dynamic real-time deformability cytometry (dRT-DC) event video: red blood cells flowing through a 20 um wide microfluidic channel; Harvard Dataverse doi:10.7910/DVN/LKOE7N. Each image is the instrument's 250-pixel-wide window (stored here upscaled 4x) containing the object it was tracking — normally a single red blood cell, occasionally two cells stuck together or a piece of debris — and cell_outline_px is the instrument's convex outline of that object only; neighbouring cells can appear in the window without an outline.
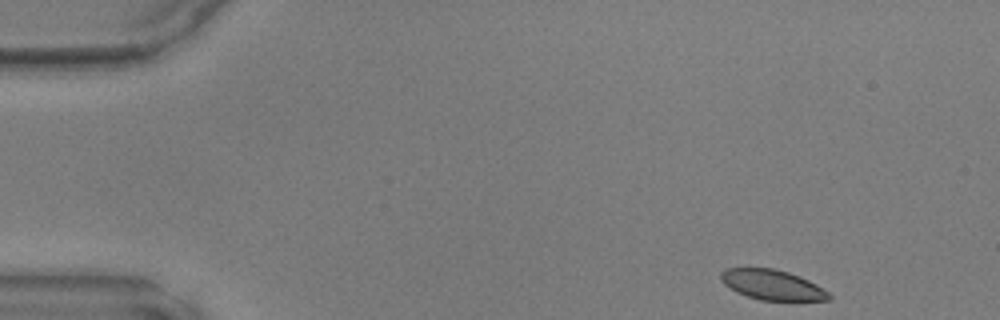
{"species": "common noctule bat (a hibernating species)", "species_latin": "Nyctalus noctula", "temperature_condition": "warm", "stored_images_in_passage": 44, "camera_frame_rate_fps": 3000, "um_per_image_px": 0.085, "animal": {"sex": "male", "body_mass_g": 17.9, "forearm_length_mm": 54.2}, "frame": {"image": 1, "passage_image": 1, "time_ms": 0.0, "image_size_px": [1000, 320], "cell_outline_px": [[832, 300], [760, 300], [736, 292], [724, 284], [720, 280], [720, 272], [724, 268], [776, 268], [800, 276], [816, 284], [828, 292], [832, 296]], "centroid_in_image_um": [65.62, 24.2], "position_along_channel_um": 19.4, "area_um2": 19.02}}
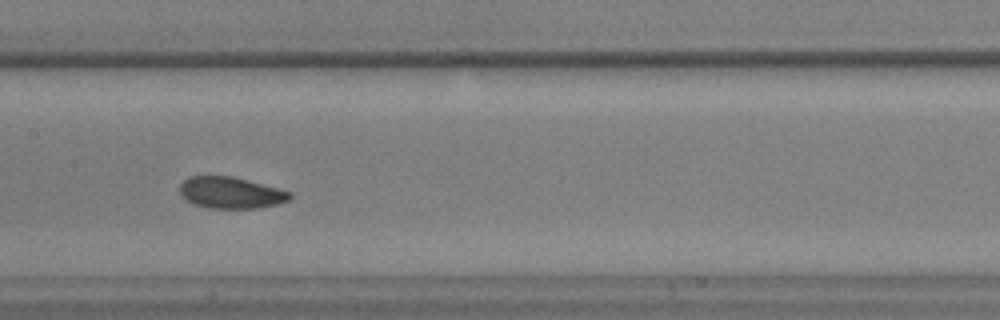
{"frame": {"image": 2, "passage_image": 20, "time_ms": 6.333, "image_size_px": [1000, 320], "cell_outline_px": [[292, 196], [288, 200], [276, 204], [260, 208], [208, 208], [196, 204], [188, 200], [180, 192], [180, 184], [188, 176], [232, 176], [248, 180], [292, 192]], "centroid_in_image_um": [19.63, 16.37], "position_along_channel_um": 187.8, "area_um2": 20.0}}
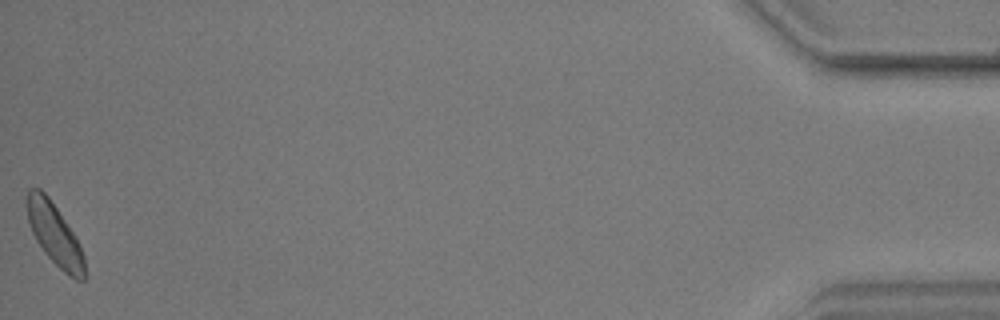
{"frame": {"image": 3, "passage_image": 44, "time_ms": 14.333, "image_size_px": [1000, 320], "cell_outline_px": [[88, 276], [84, 280], [76, 280], [68, 276], [44, 252], [36, 240], [32, 232], [28, 220], [24, 200], [28, 188], [40, 188], [48, 196], [80, 244], [84, 256]], "centroid_in_image_um": [4.64, 19.94], "position_along_channel_um": 430.6, "area_um2": 20.92}}